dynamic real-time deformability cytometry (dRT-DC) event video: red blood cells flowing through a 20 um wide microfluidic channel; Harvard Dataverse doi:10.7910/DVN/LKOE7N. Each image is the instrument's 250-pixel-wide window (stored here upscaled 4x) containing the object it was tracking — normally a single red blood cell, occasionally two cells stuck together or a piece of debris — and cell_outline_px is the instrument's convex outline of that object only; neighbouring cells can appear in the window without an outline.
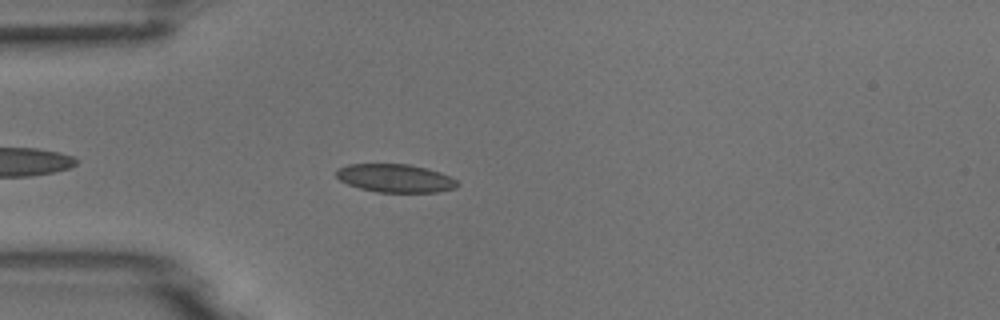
{"species": "common noctule bat (a hibernating species)", "species_latin": "Nyctalus noctula", "temperature_condition": "room temperature", "stored_images_in_passage": 44, "camera_frame_rate_fps": 3000, "um_per_image_px": 0.085, "animal": {"sex": "male", "body_mass_g": 18.8}, "frame": {"image": 1, "passage_image": 5, "time_ms": 1.333, "image_size_px": [1000, 320], "cell_outline_px": [[460, 184], [456, 188], [436, 192], [376, 192], [360, 188], [348, 184], [340, 180], [336, 176], [336, 172], [340, 168], [348, 164], [408, 164], [428, 168], [452, 176]], "centroid_in_image_um": [33.64, 15.15], "position_along_channel_um": 51.4, "area_um2": 20.0}}
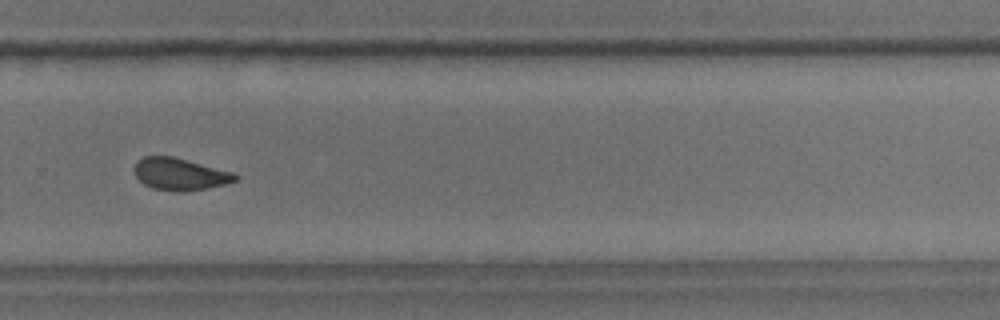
{"frame": {"image": 2, "passage_image": 27, "time_ms": 8.667, "image_size_px": [1000, 320], "cell_outline_px": [[240, 176], [236, 180], [224, 184], [208, 188], [180, 192], [176, 192], [152, 188], [144, 184], [136, 176], [136, 164], [144, 156], [172, 156], [236, 172]], "centroid_in_image_um": [15.36, 14.8], "position_along_channel_um": 314.4, "area_um2": 18.84}}
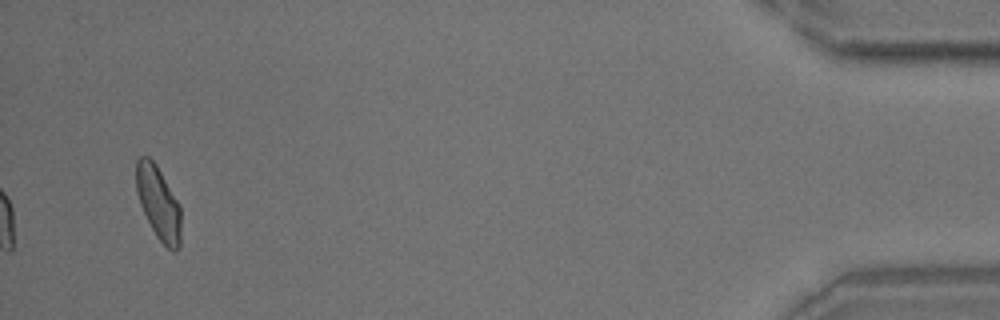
{"frame": {"image": 3, "passage_image": 42, "time_ms": 13.667, "image_size_px": [1000, 320], "cell_outline_px": [[180, 248], [176, 252], [172, 252], [156, 236], [140, 204], [136, 192], [136, 160], [140, 156], [148, 156], [156, 164], [180, 204]], "centroid_in_image_um": [13.47, 17.24], "position_along_channel_um": 421.7, "area_um2": 19.13}, "authors_computed_cell_mechanics": {"area_um2": 19.363, "velocity_mm_per_s": 3.7226, "shape_relaxation_time_tau1_ms": 5.5241, "shape_relaxation_time_tau2_ms": 1.6712, "deformation_change_tau1": 0.1091, "deformation_change_tau2": 0.0621}}